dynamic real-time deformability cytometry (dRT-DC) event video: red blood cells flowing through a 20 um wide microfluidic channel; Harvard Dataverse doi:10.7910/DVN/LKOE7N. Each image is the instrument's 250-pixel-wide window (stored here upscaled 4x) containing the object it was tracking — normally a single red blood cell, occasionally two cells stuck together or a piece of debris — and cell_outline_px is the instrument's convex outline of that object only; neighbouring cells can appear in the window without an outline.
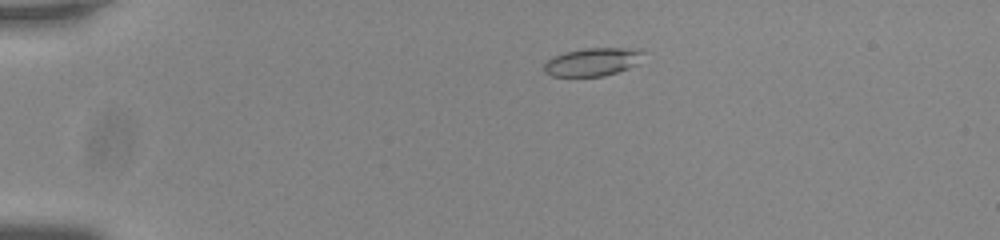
{"species": "common noctule bat (a hibernating species)", "species_latin": "Nyctalus noctula", "temperature_condition": "room temperature", "stored_images_in_passage": 44, "camera_frame_rate_fps": 3000, "um_per_image_px": 0.085, "animal": {"sex": "male", "body_mass_g": 20.0, "forearm_length_mm": 53.3}, "frame": {"image": 1, "passage_image": 1, "time_ms": 0.0, "image_size_px": [1000, 240], "cell_outline_px": [[644, 52], [636, 64], [628, 68], [604, 76], [552, 76], [544, 72], [544, 64], [552, 56], [564, 52], [584, 48], [640, 48]], "centroid_in_image_um": [50.34, 5.25], "position_along_channel_um": 34.7, "area_um2": 16.24}}
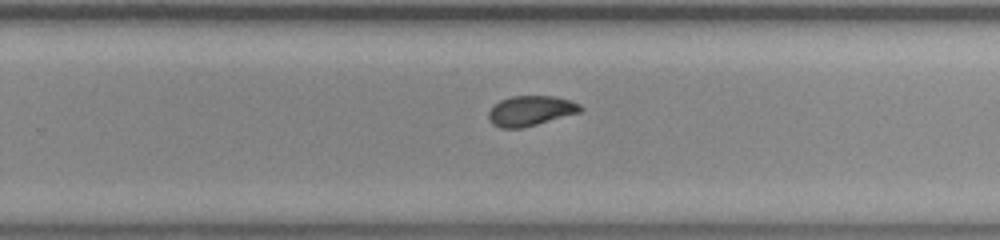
{"frame": {"image": 2, "passage_image": 26, "time_ms": 8.333, "image_size_px": [1000, 240], "cell_outline_px": [[584, 108], [580, 112], [536, 124], [520, 128], [500, 128], [492, 124], [488, 116], [488, 112], [500, 100], [512, 96], [556, 96], [580, 104]], "centroid_in_image_um": [45.1, 9.41], "position_along_channel_um": 284.7, "area_um2": 15.9}}
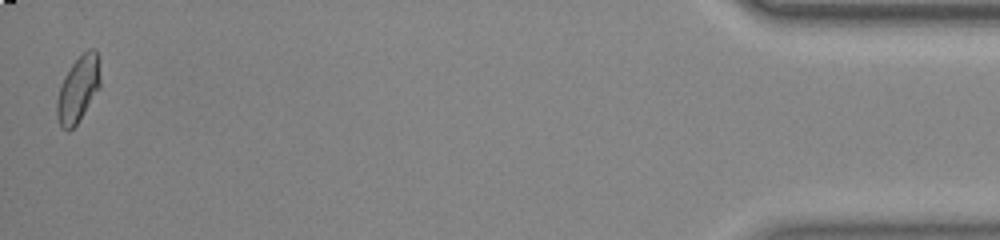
{"frame": {"image": 3, "passage_image": 44, "time_ms": 14.333, "image_size_px": [1000, 240], "cell_outline_px": [[100, 88], [76, 124], [68, 132], [60, 128], [56, 116], [56, 100], [60, 84], [64, 76], [72, 64], [88, 48], [96, 48], [100, 80]], "centroid_in_image_um": [6.61, 7.6], "position_along_channel_um": 428.6, "area_um2": 16.7}, "authors_computed_cell_mechanics": {"area_um2": 16.2418, "velocity_mm_per_s": 3.7607, "shape_relaxation_time_tau1_ms": 3.6339, "shape_relaxation_time_tau2_ms": 1.7445, "deformation_change_tau1": 0.1245, "deformation_change_tau2": 0.0591}}